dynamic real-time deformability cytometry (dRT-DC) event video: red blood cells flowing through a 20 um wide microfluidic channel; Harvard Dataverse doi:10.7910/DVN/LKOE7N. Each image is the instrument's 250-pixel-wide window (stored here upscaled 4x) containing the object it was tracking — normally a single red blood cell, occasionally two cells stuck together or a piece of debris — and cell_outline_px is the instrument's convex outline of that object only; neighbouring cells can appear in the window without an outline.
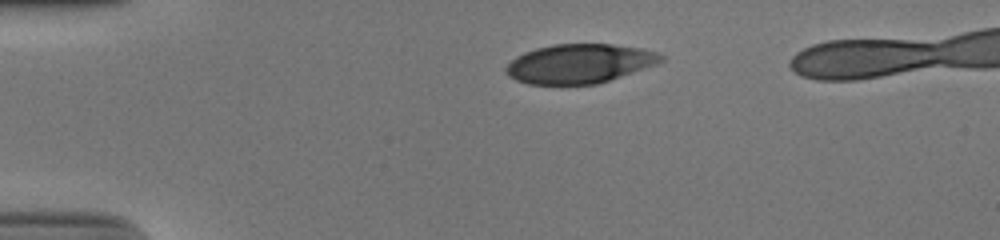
{"species": "human", "species_latin": "Homo sapiens", "temperature_condition": "cold", "stored_images_in_passage": 35, "camera_frame_rate_fps": 3000, "um_per_image_px": 0.085, "donor": {"sex": "male"}, "frame": {"image": 1, "passage_image": 1, "time_ms": 0.0, "image_size_px": [1000, 240], "cell_outline_px": [[664, 60], [656, 64], [596, 84], [528, 84], [516, 80], [508, 76], [504, 72], [504, 68], [516, 56], [524, 52], [536, 48], [552, 44], [612, 44], [640, 48], [656, 52], [664, 56]], "centroid_in_image_um": [49.21, 5.4], "position_along_channel_um": 35.8, "area_um2": 35.26}}
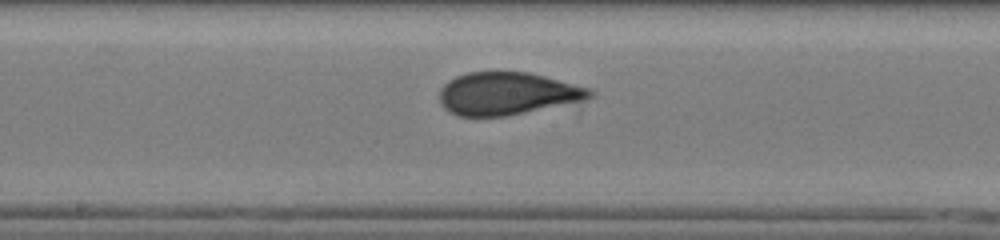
{"frame": {"image": 2, "passage_image": 18, "time_ms": 5.667, "image_size_px": [1000, 240], "cell_outline_px": [[596, 92], [592, 96], [584, 100], [504, 116], [460, 116], [448, 112], [440, 104], [440, 88], [448, 80], [456, 76], [468, 72], [528, 72], [544, 76], [588, 88]], "centroid_in_image_um": [43.06, 7.95], "position_along_channel_um": 205.1, "area_um2": 36.99}}
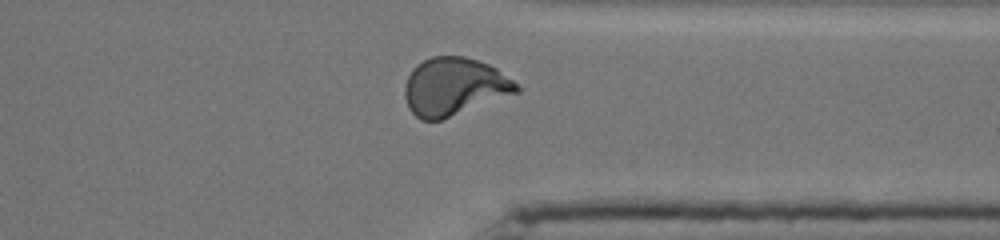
{"frame": {"image": 3, "passage_image": 31, "time_ms": 10.0, "image_size_px": [1000, 240], "cell_outline_px": [[520, 92], [440, 120], [420, 120], [408, 108], [404, 96], [404, 88], [408, 76], [412, 68], [416, 64], [432, 56], [464, 56], [488, 64], [496, 68], [512, 80], [520, 88]], "centroid_in_image_um": [38.58, 7.36], "position_along_channel_um": 372.8, "area_um2": 37.57}, "authors_computed_cell_mechanics": {"area_um2": 36.992, "velocity_mm_per_s": 3.881, "shape_relaxation_time_tau1_ms": 9.7443, "shape_relaxation_time_tau2_ms": null, "deformation_change_tau1": 0.2608, "deformation_change_tau2": null}}